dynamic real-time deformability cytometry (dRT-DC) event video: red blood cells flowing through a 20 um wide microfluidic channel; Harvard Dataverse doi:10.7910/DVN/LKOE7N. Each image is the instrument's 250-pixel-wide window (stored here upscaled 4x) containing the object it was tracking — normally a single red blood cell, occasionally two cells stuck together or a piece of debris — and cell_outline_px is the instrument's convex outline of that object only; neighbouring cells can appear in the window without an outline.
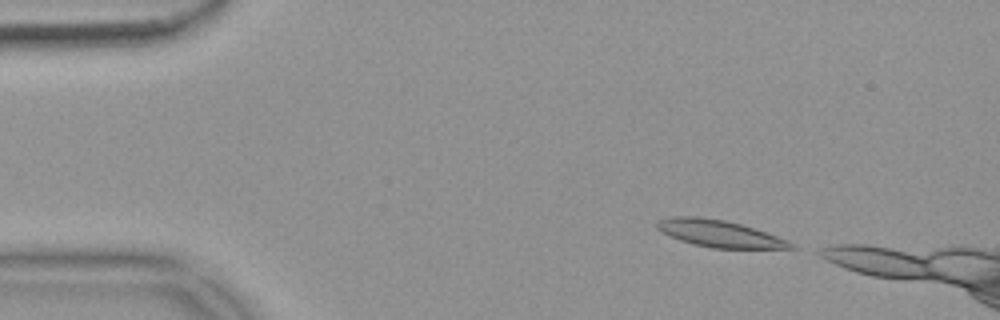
{"species": "common noctule bat (a hibernating species)", "species_latin": "Nyctalus noctula", "temperature_condition": "warm", "stored_images_in_passage": 50, "camera_frame_rate_fps": 3000, "um_per_image_px": 0.085, "animal": {"sex": "female", "body_mass_g": 18.4}, "frame": {"image": 1, "passage_image": 2, "time_ms": 0.333, "image_size_px": [1000, 320], "cell_outline_px": [[796, 248], [712, 248], [692, 244], [680, 240], [660, 232], [656, 228], [656, 224], [660, 220], [672, 216], [696, 216], [724, 220], [740, 224], [776, 236], [796, 244]], "centroid_in_image_um": [61.1, 19.85], "position_along_channel_um": 23.9, "area_um2": 20.75}}
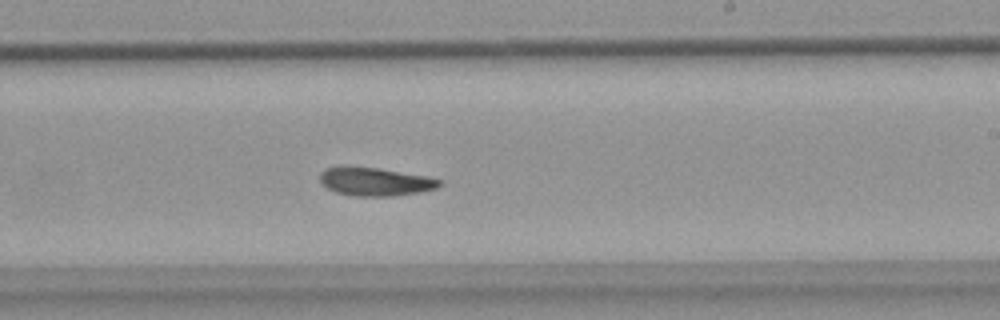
{"frame": {"image": 2, "passage_image": 27, "time_ms": 8.667, "image_size_px": [1000, 320], "cell_outline_px": [[444, 184], [436, 188], [420, 192], [392, 196], [356, 196], [336, 192], [320, 184], [320, 172], [324, 168], [380, 168], [428, 176], [444, 180]], "centroid_in_image_um": [31.97, 15.45], "position_along_channel_um": 257.0, "area_um2": 19.59}}
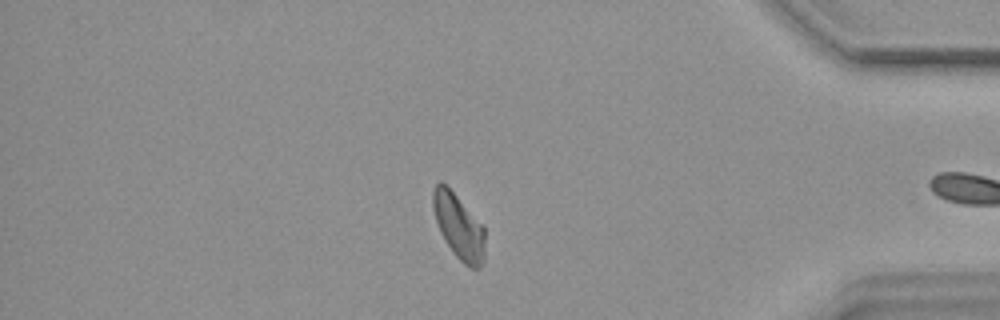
{"frame": {"image": 3, "passage_image": 41, "time_ms": 13.333, "image_size_px": [1000, 320], "cell_outline_px": [[484, 260], [480, 268], [472, 268], [464, 264], [452, 252], [444, 240], [440, 232], [432, 208], [432, 188], [440, 180], [456, 196], [484, 228]], "centroid_in_image_um": [38.96, 19.27], "position_along_channel_um": 396.2, "area_um2": 19.36}, "authors_computed_cell_mechanics": {"area_um2": 19.9988, "velocity_mm_per_s": 3.6782, "shape_relaxation_time_tau1_ms": null, "shape_relaxation_time_tau2_ms": 9.4544, "deformation_change_tau1": null, "deformation_change_tau2": 0.1737}}